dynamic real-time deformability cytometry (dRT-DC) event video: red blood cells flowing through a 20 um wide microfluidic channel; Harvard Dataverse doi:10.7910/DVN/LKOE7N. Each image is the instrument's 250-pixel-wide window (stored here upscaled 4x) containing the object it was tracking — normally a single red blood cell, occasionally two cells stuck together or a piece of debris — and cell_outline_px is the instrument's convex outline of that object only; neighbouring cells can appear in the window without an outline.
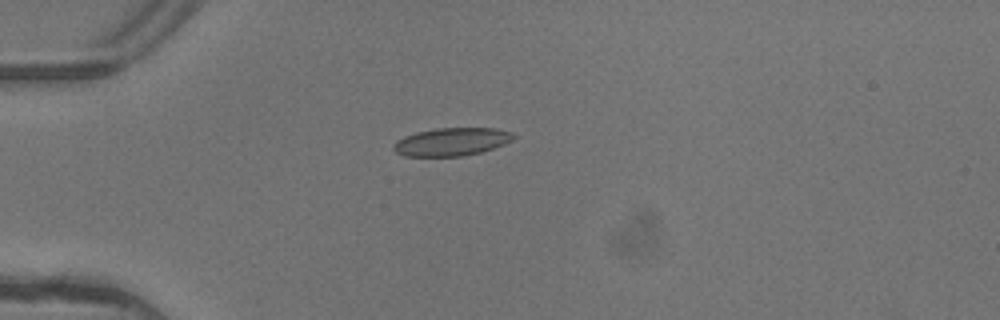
{"species": "common noctule bat (a hibernating species)", "species_latin": "Nyctalus noctula", "temperature_condition": "warm", "stored_images_in_passage": 4, "camera_frame_rate_fps": 3000, "um_per_image_px": 0.085, "animal": {"sex": "female"}, "frame": {"image": 1, "passage_image": 1, "time_ms": 0.0, "image_size_px": [1000, 320], "cell_outline_px": [[516, 136], [512, 140], [504, 144], [480, 152], [460, 156], [404, 156], [396, 152], [392, 148], [392, 144], [396, 140], [404, 136], [416, 132], [436, 128], [496, 128], [512, 132]], "centroid_in_image_um": [38.36, 12.04], "position_along_channel_um": 46.6, "area_um2": 19.59}}
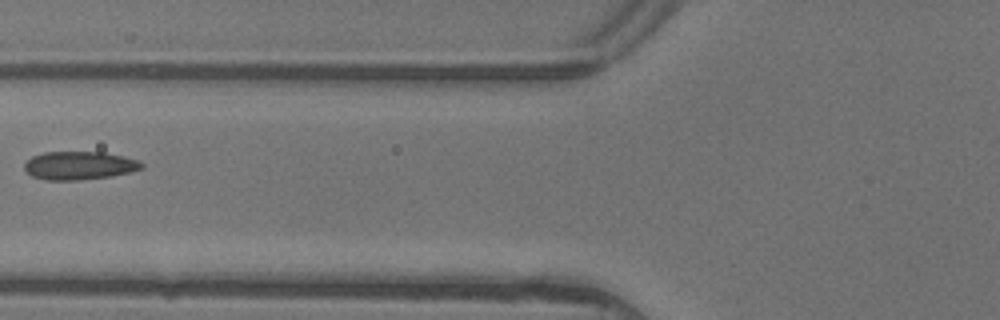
{"frame": {"image": 2, "passage_image": 3, "time_ms": 0.667, "image_size_px": [1000, 320], "cell_outline_px": [[144, 168], [112, 176], [80, 180], [44, 180], [32, 176], [24, 172], [24, 164], [32, 156], [44, 152], [104, 152], [124, 156], [136, 160], [144, 164]], "centroid_in_image_um": [6.71, 14.07], "position_along_channel_um": 119.1, "area_um2": 19.42}}
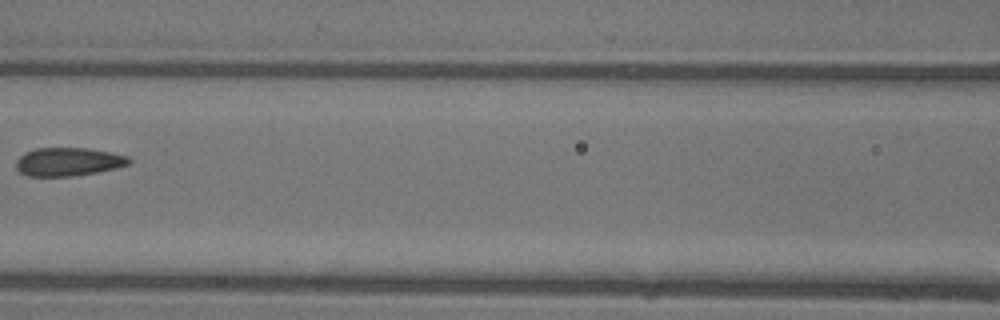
{"frame": {"image": 3, "passage_image": 4, "time_ms": 1.0, "image_size_px": [1000, 320], "cell_outline_px": [[132, 160], [128, 164], [116, 168], [96, 172], [72, 176], [28, 176], [20, 172], [16, 168], [16, 160], [24, 152], [36, 148], [88, 148], [128, 156]], "centroid_in_image_um": [5.78, 13.75], "position_along_channel_um": 160.8, "area_um2": 18.61}}